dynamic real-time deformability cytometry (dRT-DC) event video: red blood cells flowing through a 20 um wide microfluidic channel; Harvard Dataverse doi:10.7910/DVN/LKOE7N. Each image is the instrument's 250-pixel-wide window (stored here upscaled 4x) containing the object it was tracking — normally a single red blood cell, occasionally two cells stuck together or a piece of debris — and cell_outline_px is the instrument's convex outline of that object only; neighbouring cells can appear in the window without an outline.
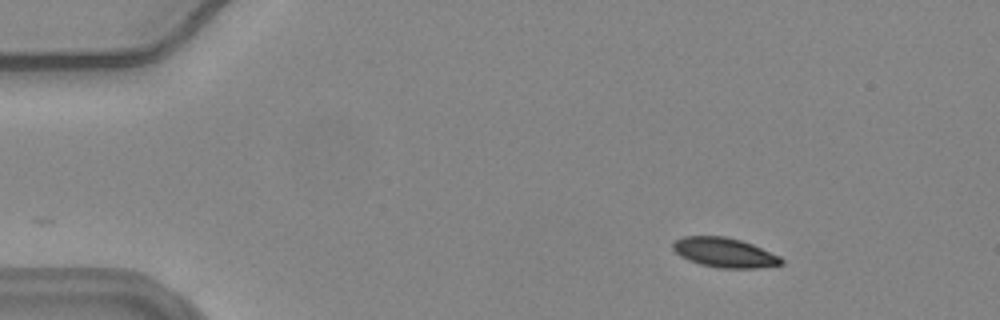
{"species": "common noctule bat (a hibernating species)", "species_latin": "Nyctalus noctula", "temperature_condition": "warm", "stored_images_in_passage": 49, "camera_frame_rate_fps": 3000, "um_per_image_px": 0.085, "animal": {"sex": "female", "body_mass_g": 24.6, "forearm_length_mm": 56.2}, "frame": {"image": 1, "passage_image": 1, "time_ms": 0.0, "image_size_px": [1000, 320], "cell_outline_px": [[784, 264], [756, 268], [720, 268], [700, 264], [688, 260], [680, 256], [672, 248], [672, 244], [676, 240], [684, 236], [724, 236], [740, 240], [752, 244], [780, 256], [784, 260]], "centroid_in_image_um": [61.59, 21.47], "position_along_channel_um": 23.4, "area_um2": 18.67}}
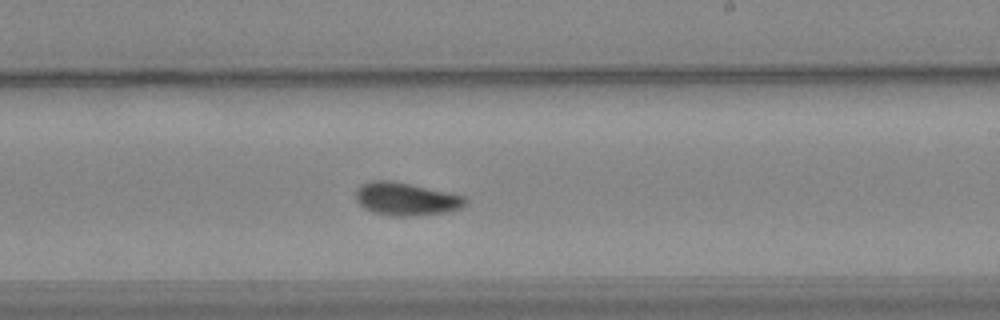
{"frame": {"image": 2, "passage_image": 27, "time_ms": 8.667, "image_size_px": [1000, 320], "cell_outline_px": [[468, 200], [460, 208], [448, 212], [412, 216], [388, 216], [372, 212], [364, 208], [356, 200], [356, 188], [360, 184], [368, 180], [388, 180], [408, 184], [464, 196]], "centroid_in_image_um": [34.45, 16.92], "position_along_channel_um": 254.6, "area_um2": 20.98}}
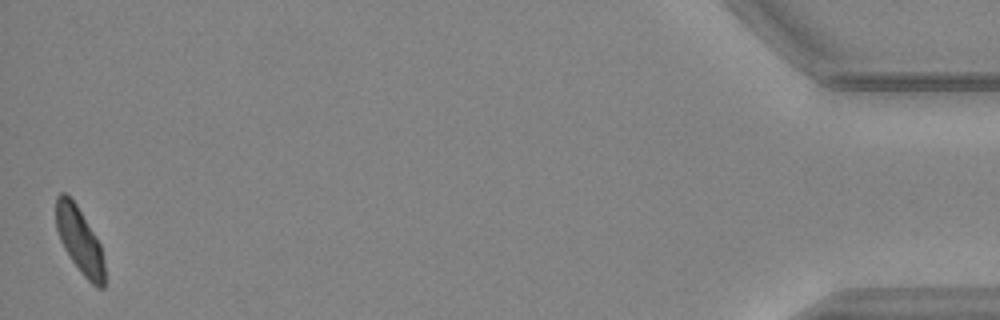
{"frame": {"image": 3, "passage_image": 49, "time_ms": 16.0, "image_size_px": [1000, 320], "cell_outline_px": [[104, 288], [96, 288], [80, 272], [64, 248], [60, 240], [56, 228], [56, 196], [60, 192], [64, 192], [76, 204], [96, 236], [100, 244], [104, 264]], "centroid_in_image_um": [6.76, 20.44], "position_along_channel_um": 428.4, "area_um2": 18.5}, "authors_computed_cell_mechanics": {"area_um2": 20.0566, "velocity_mm_per_s": 3.6561, "shape_relaxation_time_tau1_ms": 4.9971, "shape_relaxation_time_tau2_ms": 4.737, "deformation_change_tau1": 0.1393, "deformation_change_tau2": 0.0772}}